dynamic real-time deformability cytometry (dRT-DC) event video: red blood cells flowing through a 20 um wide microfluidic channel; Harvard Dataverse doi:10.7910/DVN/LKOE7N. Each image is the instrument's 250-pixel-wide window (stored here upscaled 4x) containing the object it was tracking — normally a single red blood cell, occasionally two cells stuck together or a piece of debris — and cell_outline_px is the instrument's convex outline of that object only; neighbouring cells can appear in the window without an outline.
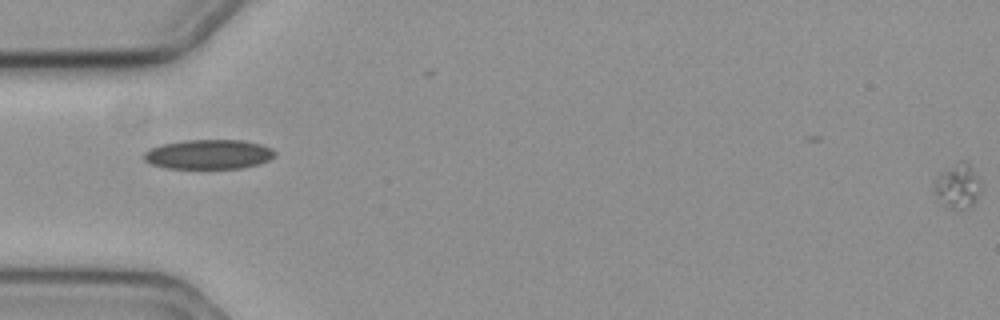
{"species": "common noctule bat (a hibernating species)", "species_latin": "Nyctalus noctula", "temperature_condition": "cold", "stored_images_in_passage": 7, "segment_of_instrument_passage": [2, 2], "camera_frame_rate_fps": 3000, "um_per_image_px": 0.085, "animal": {"sex": "female", "body_mass_g": 19.3, "forearm_length_mm": 54.1}, "frame": {"image": 1, "passage_image": 7, "time_ms": 2.0, "image_size_px": [1000, 320], "cell_outline_px": [[980, 184], [976, 200], [972, 204], [956, 212], [936, 200], [936, 180], [944, 172], [960, 160], [968, 160], [980, 180]], "centroid_in_image_um": [81.43, 15.84], "position_along_channel_um": 3.6, "area_um2": 11.85}}